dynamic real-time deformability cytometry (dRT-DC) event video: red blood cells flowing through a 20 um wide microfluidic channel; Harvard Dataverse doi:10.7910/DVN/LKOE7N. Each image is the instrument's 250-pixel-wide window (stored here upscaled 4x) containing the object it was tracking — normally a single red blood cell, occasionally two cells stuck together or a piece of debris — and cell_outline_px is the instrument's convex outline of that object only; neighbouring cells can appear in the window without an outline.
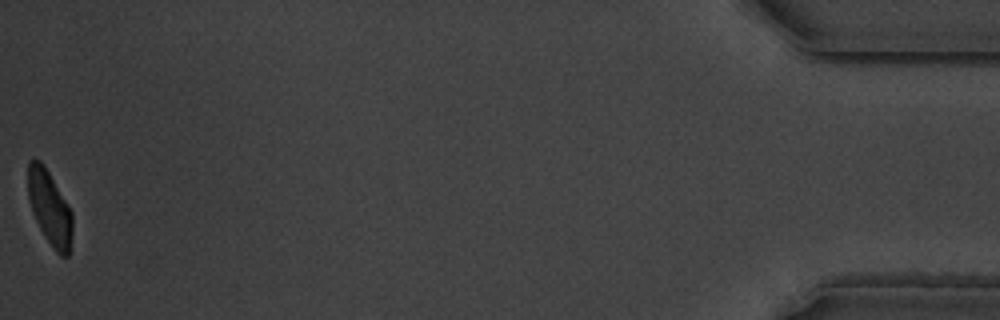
{"species": "common noctule bat (a hibernating species)", "species_latin": "Nyctalus noctula", "temperature_condition": "warm", "stored_images_in_passage": 49, "camera_frame_rate_fps": 3000, "um_per_image_px": 0.085, "animal": {"sex": "male", "body_mass_g": 19.5, "forearm_length_mm": 54.6}, "frame": {"image": 1, "passage_image": 49, "time_ms": 16.0, "image_size_px": [1000, 320], "cell_outline_px": [[72, 236], [68, 256], [60, 256], [52, 248], [44, 236], [32, 212], [28, 200], [28, 160], [40, 160], [44, 164], [68, 204], [72, 212]], "centroid_in_image_um": [4.22, 17.68], "position_along_channel_um": 431.0, "area_um2": 19.36}, "authors_computed_cell_mechanics": {"area_um2": 20.5768, "velocity_mm_per_s": 3.5043, "shape_relaxation_time_tau1_ms": 3.0389, "shape_relaxation_time_tau2_ms": 1.8415, "deformation_change_tau1": 0.1259, "deformation_change_tau2": 0.0753}}